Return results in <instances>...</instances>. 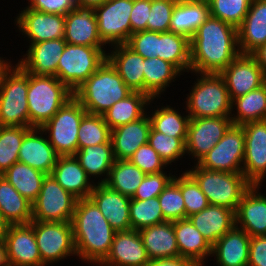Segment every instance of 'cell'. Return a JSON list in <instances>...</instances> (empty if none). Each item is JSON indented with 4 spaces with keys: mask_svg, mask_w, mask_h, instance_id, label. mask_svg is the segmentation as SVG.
Here are the masks:
<instances>
[{
    "mask_svg": "<svg viewBox=\"0 0 266 266\" xmlns=\"http://www.w3.org/2000/svg\"><path fill=\"white\" fill-rule=\"evenodd\" d=\"M238 47V28L209 16L190 39V71L220 74L241 54Z\"/></svg>",
    "mask_w": 266,
    "mask_h": 266,
    "instance_id": "obj_1",
    "label": "cell"
},
{
    "mask_svg": "<svg viewBox=\"0 0 266 266\" xmlns=\"http://www.w3.org/2000/svg\"><path fill=\"white\" fill-rule=\"evenodd\" d=\"M71 223L77 256L100 264L109 254L116 231L90 198L77 200Z\"/></svg>",
    "mask_w": 266,
    "mask_h": 266,
    "instance_id": "obj_2",
    "label": "cell"
},
{
    "mask_svg": "<svg viewBox=\"0 0 266 266\" xmlns=\"http://www.w3.org/2000/svg\"><path fill=\"white\" fill-rule=\"evenodd\" d=\"M132 92L106 59L73 93L87 113L102 115L115 102L125 99Z\"/></svg>",
    "mask_w": 266,
    "mask_h": 266,
    "instance_id": "obj_3",
    "label": "cell"
},
{
    "mask_svg": "<svg viewBox=\"0 0 266 266\" xmlns=\"http://www.w3.org/2000/svg\"><path fill=\"white\" fill-rule=\"evenodd\" d=\"M73 96L74 93L56 76L28 73L29 127L41 128Z\"/></svg>",
    "mask_w": 266,
    "mask_h": 266,
    "instance_id": "obj_4",
    "label": "cell"
},
{
    "mask_svg": "<svg viewBox=\"0 0 266 266\" xmlns=\"http://www.w3.org/2000/svg\"><path fill=\"white\" fill-rule=\"evenodd\" d=\"M187 173L197 182L209 204L223 206L236 211L243 194L252 186L243 173L213 171L201 167Z\"/></svg>",
    "mask_w": 266,
    "mask_h": 266,
    "instance_id": "obj_5",
    "label": "cell"
},
{
    "mask_svg": "<svg viewBox=\"0 0 266 266\" xmlns=\"http://www.w3.org/2000/svg\"><path fill=\"white\" fill-rule=\"evenodd\" d=\"M10 64L0 78V125L29 127L28 72Z\"/></svg>",
    "mask_w": 266,
    "mask_h": 266,
    "instance_id": "obj_6",
    "label": "cell"
},
{
    "mask_svg": "<svg viewBox=\"0 0 266 266\" xmlns=\"http://www.w3.org/2000/svg\"><path fill=\"white\" fill-rule=\"evenodd\" d=\"M187 97L190 118L231 116L232 101L220 74L201 73Z\"/></svg>",
    "mask_w": 266,
    "mask_h": 266,
    "instance_id": "obj_7",
    "label": "cell"
},
{
    "mask_svg": "<svg viewBox=\"0 0 266 266\" xmlns=\"http://www.w3.org/2000/svg\"><path fill=\"white\" fill-rule=\"evenodd\" d=\"M103 47L66 43L56 77L72 92L81 86L107 59Z\"/></svg>",
    "mask_w": 266,
    "mask_h": 266,
    "instance_id": "obj_8",
    "label": "cell"
},
{
    "mask_svg": "<svg viewBox=\"0 0 266 266\" xmlns=\"http://www.w3.org/2000/svg\"><path fill=\"white\" fill-rule=\"evenodd\" d=\"M86 114L82 104L73 96L40 128L42 133H49V142L58 156L75 155L79 126Z\"/></svg>",
    "mask_w": 266,
    "mask_h": 266,
    "instance_id": "obj_9",
    "label": "cell"
},
{
    "mask_svg": "<svg viewBox=\"0 0 266 266\" xmlns=\"http://www.w3.org/2000/svg\"><path fill=\"white\" fill-rule=\"evenodd\" d=\"M77 200L51 175H46L40 193L32 203V221L71 222Z\"/></svg>",
    "mask_w": 266,
    "mask_h": 266,
    "instance_id": "obj_10",
    "label": "cell"
},
{
    "mask_svg": "<svg viewBox=\"0 0 266 266\" xmlns=\"http://www.w3.org/2000/svg\"><path fill=\"white\" fill-rule=\"evenodd\" d=\"M29 224L34 229L42 266L59 261L70 254L77 255L71 222L31 221Z\"/></svg>",
    "mask_w": 266,
    "mask_h": 266,
    "instance_id": "obj_11",
    "label": "cell"
},
{
    "mask_svg": "<svg viewBox=\"0 0 266 266\" xmlns=\"http://www.w3.org/2000/svg\"><path fill=\"white\" fill-rule=\"evenodd\" d=\"M245 132L242 125L232 124L219 142L198 162L206 169L242 173Z\"/></svg>",
    "mask_w": 266,
    "mask_h": 266,
    "instance_id": "obj_12",
    "label": "cell"
},
{
    "mask_svg": "<svg viewBox=\"0 0 266 266\" xmlns=\"http://www.w3.org/2000/svg\"><path fill=\"white\" fill-rule=\"evenodd\" d=\"M133 0H108L93 8L102 42L125 44L131 35L130 13Z\"/></svg>",
    "mask_w": 266,
    "mask_h": 266,
    "instance_id": "obj_13",
    "label": "cell"
},
{
    "mask_svg": "<svg viewBox=\"0 0 266 266\" xmlns=\"http://www.w3.org/2000/svg\"><path fill=\"white\" fill-rule=\"evenodd\" d=\"M245 154L242 173L251 185L260 186L266 174V120L242 124Z\"/></svg>",
    "mask_w": 266,
    "mask_h": 266,
    "instance_id": "obj_14",
    "label": "cell"
},
{
    "mask_svg": "<svg viewBox=\"0 0 266 266\" xmlns=\"http://www.w3.org/2000/svg\"><path fill=\"white\" fill-rule=\"evenodd\" d=\"M231 116L190 118L186 139V153L197 163L219 142L233 124Z\"/></svg>",
    "mask_w": 266,
    "mask_h": 266,
    "instance_id": "obj_15",
    "label": "cell"
},
{
    "mask_svg": "<svg viewBox=\"0 0 266 266\" xmlns=\"http://www.w3.org/2000/svg\"><path fill=\"white\" fill-rule=\"evenodd\" d=\"M232 100L263 85V71L250 54L238 55L221 73Z\"/></svg>",
    "mask_w": 266,
    "mask_h": 266,
    "instance_id": "obj_16",
    "label": "cell"
},
{
    "mask_svg": "<svg viewBox=\"0 0 266 266\" xmlns=\"http://www.w3.org/2000/svg\"><path fill=\"white\" fill-rule=\"evenodd\" d=\"M5 243L9 266H42L34 229L30 224L10 225Z\"/></svg>",
    "mask_w": 266,
    "mask_h": 266,
    "instance_id": "obj_17",
    "label": "cell"
},
{
    "mask_svg": "<svg viewBox=\"0 0 266 266\" xmlns=\"http://www.w3.org/2000/svg\"><path fill=\"white\" fill-rule=\"evenodd\" d=\"M20 31L28 36L31 44L64 38L65 15L36 11L26 7L16 20Z\"/></svg>",
    "mask_w": 266,
    "mask_h": 266,
    "instance_id": "obj_18",
    "label": "cell"
},
{
    "mask_svg": "<svg viewBox=\"0 0 266 266\" xmlns=\"http://www.w3.org/2000/svg\"><path fill=\"white\" fill-rule=\"evenodd\" d=\"M150 262L138 230L116 231L104 266H146Z\"/></svg>",
    "mask_w": 266,
    "mask_h": 266,
    "instance_id": "obj_19",
    "label": "cell"
},
{
    "mask_svg": "<svg viewBox=\"0 0 266 266\" xmlns=\"http://www.w3.org/2000/svg\"><path fill=\"white\" fill-rule=\"evenodd\" d=\"M89 198L96 204L115 231L131 229L129 203L131 198L109 188L104 183L95 185Z\"/></svg>",
    "mask_w": 266,
    "mask_h": 266,
    "instance_id": "obj_20",
    "label": "cell"
},
{
    "mask_svg": "<svg viewBox=\"0 0 266 266\" xmlns=\"http://www.w3.org/2000/svg\"><path fill=\"white\" fill-rule=\"evenodd\" d=\"M252 185L242 196L235 211V226L244 230L250 237L266 236V196Z\"/></svg>",
    "mask_w": 266,
    "mask_h": 266,
    "instance_id": "obj_21",
    "label": "cell"
},
{
    "mask_svg": "<svg viewBox=\"0 0 266 266\" xmlns=\"http://www.w3.org/2000/svg\"><path fill=\"white\" fill-rule=\"evenodd\" d=\"M66 43L64 38H60L31 44L27 57L18 64L34 76H56L58 62Z\"/></svg>",
    "mask_w": 266,
    "mask_h": 266,
    "instance_id": "obj_22",
    "label": "cell"
},
{
    "mask_svg": "<svg viewBox=\"0 0 266 266\" xmlns=\"http://www.w3.org/2000/svg\"><path fill=\"white\" fill-rule=\"evenodd\" d=\"M64 40L73 45L104 47L93 9L75 8L65 15Z\"/></svg>",
    "mask_w": 266,
    "mask_h": 266,
    "instance_id": "obj_23",
    "label": "cell"
},
{
    "mask_svg": "<svg viewBox=\"0 0 266 266\" xmlns=\"http://www.w3.org/2000/svg\"><path fill=\"white\" fill-rule=\"evenodd\" d=\"M39 132H41L40 128H32L24 136L18 153V162L50 175L55 167L58 155L49 140L42 137V133Z\"/></svg>",
    "mask_w": 266,
    "mask_h": 266,
    "instance_id": "obj_24",
    "label": "cell"
},
{
    "mask_svg": "<svg viewBox=\"0 0 266 266\" xmlns=\"http://www.w3.org/2000/svg\"><path fill=\"white\" fill-rule=\"evenodd\" d=\"M151 121L148 115L111 130V142L115 160H129L134 152L148 143Z\"/></svg>",
    "mask_w": 266,
    "mask_h": 266,
    "instance_id": "obj_25",
    "label": "cell"
},
{
    "mask_svg": "<svg viewBox=\"0 0 266 266\" xmlns=\"http://www.w3.org/2000/svg\"><path fill=\"white\" fill-rule=\"evenodd\" d=\"M266 43V0H252L248 13L238 27L241 54H251Z\"/></svg>",
    "mask_w": 266,
    "mask_h": 266,
    "instance_id": "obj_26",
    "label": "cell"
},
{
    "mask_svg": "<svg viewBox=\"0 0 266 266\" xmlns=\"http://www.w3.org/2000/svg\"><path fill=\"white\" fill-rule=\"evenodd\" d=\"M187 218L211 245L235 226V212L218 205L209 204Z\"/></svg>",
    "mask_w": 266,
    "mask_h": 266,
    "instance_id": "obj_27",
    "label": "cell"
},
{
    "mask_svg": "<svg viewBox=\"0 0 266 266\" xmlns=\"http://www.w3.org/2000/svg\"><path fill=\"white\" fill-rule=\"evenodd\" d=\"M50 175L77 199L89 198L95 186L75 156H58Z\"/></svg>",
    "mask_w": 266,
    "mask_h": 266,
    "instance_id": "obj_28",
    "label": "cell"
},
{
    "mask_svg": "<svg viewBox=\"0 0 266 266\" xmlns=\"http://www.w3.org/2000/svg\"><path fill=\"white\" fill-rule=\"evenodd\" d=\"M251 237L238 226H234L212 245L220 266H248Z\"/></svg>",
    "mask_w": 266,
    "mask_h": 266,
    "instance_id": "obj_29",
    "label": "cell"
},
{
    "mask_svg": "<svg viewBox=\"0 0 266 266\" xmlns=\"http://www.w3.org/2000/svg\"><path fill=\"white\" fill-rule=\"evenodd\" d=\"M210 16L207 0H177L171 16L169 31L188 39Z\"/></svg>",
    "mask_w": 266,
    "mask_h": 266,
    "instance_id": "obj_30",
    "label": "cell"
},
{
    "mask_svg": "<svg viewBox=\"0 0 266 266\" xmlns=\"http://www.w3.org/2000/svg\"><path fill=\"white\" fill-rule=\"evenodd\" d=\"M150 260L179 257L174 222L165 221L139 230Z\"/></svg>",
    "mask_w": 266,
    "mask_h": 266,
    "instance_id": "obj_31",
    "label": "cell"
},
{
    "mask_svg": "<svg viewBox=\"0 0 266 266\" xmlns=\"http://www.w3.org/2000/svg\"><path fill=\"white\" fill-rule=\"evenodd\" d=\"M113 49L107 60L133 92L144 93V58L126 44H118Z\"/></svg>",
    "mask_w": 266,
    "mask_h": 266,
    "instance_id": "obj_32",
    "label": "cell"
},
{
    "mask_svg": "<svg viewBox=\"0 0 266 266\" xmlns=\"http://www.w3.org/2000/svg\"><path fill=\"white\" fill-rule=\"evenodd\" d=\"M174 231L179 255L193 260L198 266L204 265L203 260L212 252V245L208 240L188 218L174 221Z\"/></svg>",
    "mask_w": 266,
    "mask_h": 266,
    "instance_id": "obj_33",
    "label": "cell"
},
{
    "mask_svg": "<svg viewBox=\"0 0 266 266\" xmlns=\"http://www.w3.org/2000/svg\"><path fill=\"white\" fill-rule=\"evenodd\" d=\"M150 96L141 92H132L125 99L115 102L102 115L111 130L121 125L134 122L145 116V106L152 100ZM149 102V103H148ZM148 103V104H147Z\"/></svg>",
    "mask_w": 266,
    "mask_h": 266,
    "instance_id": "obj_34",
    "label": "cell"
},
{
    "mask_svg": "<svg viewBox=\"0 0 266 266\" xmlns=\"http://www.w3.org/2000/svg\"><path fill=\"white\" fill-rule=\"evenodd\" d=\"M0 212L10 225L32 221V203L0 175Z\"/></svg>",
    "mask_w": 266,
    "mask_h": 266,
    "instance_id": "obj_35",
    "label": "cell"
},
{
    "mask_svg": "<svg viewBox=\"0 0 266 266\" xmlns=\"http://www.w3.org/2000/svg\"><path fill=\"white\" fill-rule=\"evenodd\" d=\"M3 176L24 198L33 203L40 193L46 174L21 162L14 163Z\"/></svg>",
    "mask_w": 266,
    "mask_h": 266,
    "instance_id": "obj_36",
    "label": "cell"
},
{
    "mask_svg": "<svg viewBox=\"0 0 266 266\" xmlns=\"http://www.w3.org/2000/svg\"><path fill=\"white\" fill-rule=\"evenodd\" d=\"M180 71L170 62L158 57L144 59V94L158 97ZM164 88V89H163Z\"/></svg>",
    "mask_w": 266,
    "mask_h": 266,
    "instance_id": "obj_37",
    "label": "cell"
},
{
    "mask_svg": "<svg viewBox=\"0 0 266 266\" xmlns=\"http://www.w3.org/2000/svg\"><path fill=\"white\" fill-rule=\"evenodd\" d=\"M158 58L173 64L181 73L190 70V39L172 32H158Z\"/></svg>",
    "mask_w": 266,
    "mask_h": 266,
    "instance_id": "obj_38",
    "label": "cell"
},
{
    "mask_svg": "<svg viewBox=\"0 0 266 266\" xmlns=\"http://www.w3.org/2000/svg\"><path fill=\"white\" fill-rule=\"evenodd\" d=\"M88 177L106 174V178L99 183H105L110 169L115 162L112 143L84 147L77 150L75 155Z\"/></svg>",
    "mask_w": 266,
    "mask_h": 266,
    "instance_id": "obj_39",
    "label": "cell"
},
{
    "mask_svg": "<svg viewBox=\"0 0 266 266\" xmlns=\"http://www.w3.org/2000/svg\"><path fill=\"white\" fill-rule=\"evenodd\" d=\"M145 175L129 160H115L104 184L122 195L132 198Z\"/></svg>",
    "mask_w": 266,
    "mask_h": 266,
    "instance_id": "obj_40",
    "label": "cell"
},
{
    "mask_svg": "<svg viewBox=\"0 0 266 266\" xmlns=\"http://www.w3.org/2000/svg\"><path fill=\"white\" fill-rule=\"evenodd\" d=\"M234 103L237 106V115L230 117L233 124L266 120V88L263 85L232 100V109Z\"/></svg>",
    "mask_w": 266,
    "mask_h": 266,
    "instance_id": "obj_41",
    "label": "cell"
},
{
    "mask_svg": "<svg viewBox=\"0 0 266 266\" xmlns=\"http://www.w3.org/2000/svg\"><path fill=\"white\" fill-rule=\"evenodd\" d=\"M26 126L0 127V175L18 162V153L24 136L31 130Z\"/></svg>",
    "mask_w": 266,
    "mask_h": 266,
    "instance_id": "obj_42",
    "label": "cell"
},
{
    "mask_svg": "<svg viewBox=\"0 0 266 266\" xmlns=\"http://www.w3.org/2000/svg\"><path fill=\"white\" fill-rule=\"evenodd\" d=\"M151 127L167 136L181 138L185 143L187 139L188 124L190 116H181L176 110L170 106L162 107L155 110L150 117Z\"/></svg>",
    "mask_w": 266,
    "mask_h": 266,
    "instance_id": "obj_43",
    "label": "cell"
},
{
    "mask_svg": "<svg viewBox=\"0 0 266 266\" xmlns=\"http://www.w3.org/2000/svg\"><path fill=\"white\" fill-rule=\"evenodd\" d=\"M103 143H112L111 128L106 124L103 115L87 113L78 130V150Z\"/></svg>",
    "mask_w": 266,
    "mask_h": 266,
    "instance_id": "obj_44",
    "label": "cell"
},
{
    "mask_svg": "<svg viewBox=\"0 0 266 266\" xmlns=\"http://www.w3.org/2000/svg\"><path fill=\"white\" fill-rule=\"evenodd\" d=\"M129 215L131 229L138 231L165 222L158 197L145 200L131 199Z\"/></svg>",
    "mask_w": 266,
    "mask_h": 266,
    "instance_id": "obj_45",
    "label": "cell"
},
{
    "mask_svg": "<svg viewBox=\"0 0 266 266\" xmlns=\"http://www.w3.org/2000/svg\"><path fill=\"white\" fill-rule=\"evenodd\" d=\"M210 16L238 28L250 8L252 0H207Z\"/></svg>",
    "mask_w": 266,
    "mask_h": 266,
    "instance_id": "obj_46",
    "label": "cell"
},
{
    "mask_svg": "<svg viewBox=\"0 0 266 266\" xmlns=\"http://www.w3.org/2000/svg\"><path fill=\"white\" fill-rule=\"evenodd\" d=\"M148 144L158 153L161 159L171 164L186 153V143L181 138L167 136L155 131L152 127L148 136Z\"/></svg>",
    "mask_w": 266,
    "mask_h": 266,
    "instance_id": "obj_47",
    "label": "cell"
},
{
    "mask_svg": "<svg viewBox=\"0 0 266 266\" xmlns=\"http://www.w3.org/2000/svg\"><path fill=\"white\" fill-rule=\"evenodd\" d=\"M173 181L181 189L186 209V218L200 212L209 205L208 199L199 188V185L187 172H184L178 178L174 176Z\"/></svg>",
    "mask_w": 266,
    "mask_h": 266,
    "instance_id": "obj_48",
    "label": "cell"
},
{
    "mask_svg": "<svg viewBox=\"0 0 266 266\" xmlns=\"http://www.w3.org/2000/svg\"><path fill=\"white\" fill-rule=\"evenodd\" d=\"M158 200L165 221L174 222L186 219L184 198L181 189L173 180L158 195Z\"/></svg>",
    "mask_w": 266,
    "mask_h": 266,
    "instance_id": "obj_49",
    "label": "cell"
},
{
    "mask_svg": "<svg viewBox=\"0 0 266 266\" xmlns=\"http://www.w3.org/2000/svg\"><path fill=\"white\" fill-rule=\"evenodd\" d=\"M177 0H151L147 31L169 32L171 16Z\"/></svg>",
    "mask_w": 266,
    "mask_h": 266,
    "instance_id": "obj_50",
    "label": "cell"
},
{
    "mask_svg": "<svg viewBox=\"0 0 266 266\" xmlns=\"http://www.w3.org/2000/svg\"><path fill=\"white\" fill-rule=\"evenodd\" d=\"M129 161L146 175L162 172L164 166L166 167V163L148 143L141 145L129 158Z\"/></svg>",
    "mask_w": 266,
    "mask_h": 266,
    "instance_id": "obj_51",
    "label": "cell"
},
{
    "mask_svg": "<svg viewBox=\"0 0 266 266\" xmlns=\"http://www.w3.org/2000/svg\"><path fill=\"white\" fill-rule=\"evenodd\" d=\"M125 44L144 59L158 57V32L147 30L135 32Z\"/></svg>",
    "mask_w": 266,
    "mask_h": 266,
    "instance_id": "obj_52",
    "label": "cell"
},
{
    "mask_svg": "<svg viewBox=\"0 0 266 266\" xmlns=\"http://www.w3.org/2000/svg\"><path fill=\"white\" fill-rule=\"evenodd\" d=\"M163 171L145 175L142 183L138 186L136 193L131 199L145 200L158 195L168 186L174 176H167Z\"/></svg>",
    "mask_w": 266,
    "mask_h": 266,
    "instance_id": "obj_53",
    "label": "cell"
},
{
    "mask_svg": "<svg viewBox=\"0 0 266 266\" xmlns=\"http://www.w3.org/2000/svg\"><path fill=\"white\" fill-rule=\"evenodd\" d=\"M29 9L40 12L66 15L69 11L77 8L75 0H29Z\"/></svg>",
    "mask_w": 266,
    "mask_h": 266,
    "instance_id": "obj_54",
    "label": "cell"
},
{
    "mask_svg": "<svg viewBox=\"0 0 266 266\" xmlns=\"http://www.w3.org/2000/svg\"><path fill=\"white\" fill-rule=\"evenodd\" d=\"M151 0H133V8L130 13L131 35L138 31L147 30Z\"/></svg>",
    "mask_w": 266,
    "mask_h": 266,
    "instance_id": "obj_55",
    "label": "cell"
},
{
    "mask_svg": "<svg viewBox=\"0 0 266 266\" xmlns=\"http://www.w3.org/2000/svg\"><path fill=\"white\" fill-rule=\"evenodd\" d=\"M248 266H266V236L251 237Z\"/></svg>",
    "mask_w": 266,
    "mask_h": 266,
    "instance_id": "obj_56",
    "label": "cell"
},
{
    "mask_svg": "<svg viewBox=\"0 0 266 266\" xmlns=\"http://www.w3.org/2000/svg\"><path fill=\"white\" fill-rule=\"evenodd\" d=\"M146 266H198L193 260L184 257L153 259Z\"/></svg>",
    "mask_w": 266,
    "mask_h": 266,
    "instance_id": "obj_57",
    "label": "cell"
},
{
    "mask_svg": "<svg viewBox=\"0 0 266 266\" xmlns=\"http://www.w3.org/2000/svg\"><path fill=\"white\" fill-rule=\"evenodd\" d=\"M262 68L263 73H266V43L259 46L250 54Z\"/></svg>",
    "mask_w": 266,
    "mask_h": 266,
    "instance_id": "obj_58",
    "label": "cell"
},
{
    "mask_svg": "<svg viewBox=\"0 0 266 266\" xmlns=\"http://www.w3.org/2000/svg\"><path fill=\"white\" fill-rule=\"evenodd\" d=\"M77 8L93 9L96 6L104 4L108 0H75Z\"/></svg>",
    "mask_w": 266,
    "mask_h": 266,
    "instance_id": "obj_59",
    "label": "cell"
},
{
    "mask_svg": "<svg viewBox=\"0 0 266 266\" xmlns=\"http://www.w3.org/2000/svg\"><path fill=\"white\" fill-rule=\"evenodd\" d=\"M9 226L10 224L4 219L3 214L0 212V241H5Z\"/></svg>",
    "mask_w": 266,
    "mask_h": 266,
    "instance_id": "obj_60",
    "label": "cell"
},
{
    "mask_svg": "<svg viewBox=\"0 0 266 266\" xmlns=\"http://www.w3.org/2000/svg\"><path fill=\"white\" fill-rule=\"evenodd\" d=\"M0 266H9L5 241H0Z\"/></svg>",
    "mask_w": 266,
    "mask_h": 266,
    "instance_id": "obj_61",
    "label": "cell"
},
{
    "mask_svg": "<svg viewBox=\"0 0 266 266\" xmlns=\"http://www.w3.org/2000/svg\"><path fill=\"white\" fill-rule=\"evenodd\" d=\"M10 65V62H6L5 60H2L0 57V78L3 73V71Z\"/></svg>",
    "mask_w": 266,
    "mask_h": 266,
    "instance_id": "obj_62",
    "label": "cell"
},
{
    "mask_svg": "<svg viewBox=\"0 0 266 266\" xmlns=\"http://www.w3.org/2000/svg\"><path fill=\"white\" fill-rule=\"evenodd\" d=\"M263 86L266 88V73L263 75Z\"/></svg>",
    "mask_w": 266,
    "mask_h": 266,
    "instance_id": "obj_63",
    "label": "cell"
}]
</instances>
